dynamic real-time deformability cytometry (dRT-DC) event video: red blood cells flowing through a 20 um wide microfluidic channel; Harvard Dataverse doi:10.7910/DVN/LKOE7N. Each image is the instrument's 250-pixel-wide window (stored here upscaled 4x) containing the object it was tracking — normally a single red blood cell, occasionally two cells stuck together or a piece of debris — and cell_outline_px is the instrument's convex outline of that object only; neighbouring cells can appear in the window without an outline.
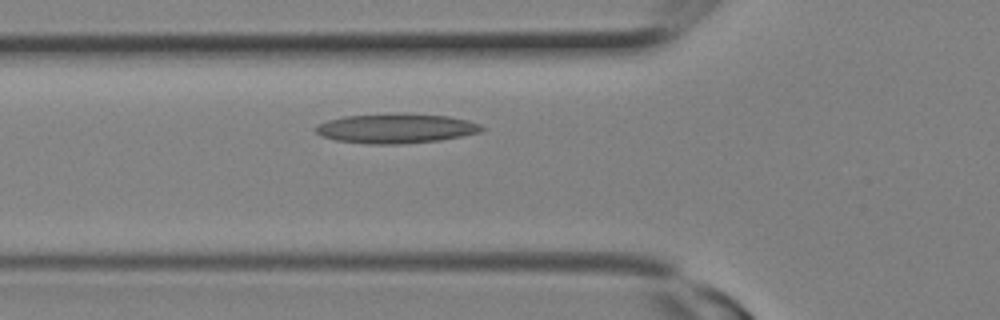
{"species": "Egyptian fruit bat (a non-hibernating species)", "species_latin": "Rousettus aegyptiacus", "temperature_condition": "room temperature", "stored_images_in_passage": 6, "camera_frame_rate_fps": 3000, "um_per_image_px": 0.085, "animal": {"sex": "female"}, "frame": {"image": 1, "passage_image": 6, "time_ms": 1.667, "image_size_px": [1000, 320], "cell_outline_px": [[484, 128], [480, 132], [440, 140], [400, 144], [368, 144], [336, 140], [320, 136], [312, 128], [328, 120], [344, 116], [400, 112], [404, 112], [448, 116], [468, 120], [480, 124]], "centroid_in_image_um": [33.64, 10.9], "position_along_channel_um": 92.2, "area_um2": 28.96}}